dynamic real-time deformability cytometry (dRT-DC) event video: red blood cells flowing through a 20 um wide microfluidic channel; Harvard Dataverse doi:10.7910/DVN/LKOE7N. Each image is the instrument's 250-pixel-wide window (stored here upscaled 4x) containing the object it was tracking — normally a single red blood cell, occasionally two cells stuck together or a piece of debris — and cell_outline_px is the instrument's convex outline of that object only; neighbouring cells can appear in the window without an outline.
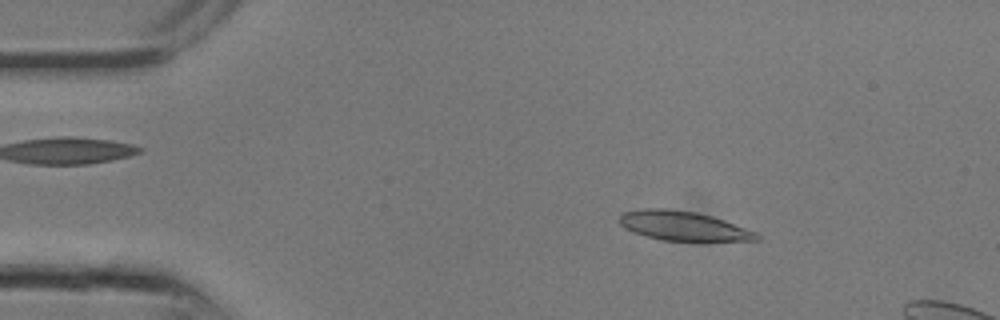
{"species": "common noctule bat (a hibernating species)", "species_latin": "Nyctalus noctula", "temperature_condition": "room temperature", "stored_images_in_passage": 6, "camera_frame_rate_fps": 3000, "um_per_image_px": 0.085, "animal": {"sex": "male", "body_mass_g": 13.3}, "frame": {"image": 1, "passage_image": 2, "time_ms": 0.333, "image_size_px": [1000, 320], "cell_outline_px": [[760, 240], [704, 244], [660, 240], [644, 236], [624, 228], [620, 224], [620, 216], [624, 212], [644, 208], [664, 208], [696, 212], [712, 216], [724, 220], [756, 232], [760, 236]], "centroid_in_image_um": [58.16, 19.27], "position_along_channel_um": 26.8, "area_um2": 24.62}}